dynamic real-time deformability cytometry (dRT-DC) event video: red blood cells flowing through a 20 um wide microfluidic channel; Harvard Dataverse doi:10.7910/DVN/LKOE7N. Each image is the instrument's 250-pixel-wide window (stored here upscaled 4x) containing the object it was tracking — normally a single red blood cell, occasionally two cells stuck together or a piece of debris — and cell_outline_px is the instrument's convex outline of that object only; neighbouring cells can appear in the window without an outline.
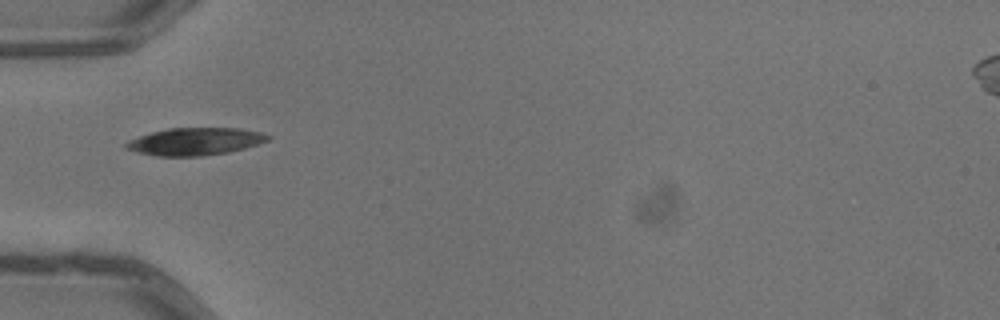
{"species": "common noctule bat (a hibernating species)", "species_latin": "Nyctalus noctula", "temperature_condition": "warm", "stored_images_in_passage": 6, "camera_frame_rate_fps": 3000, "um_per_image_px": 0.085, "animal": {"sex": "male", "body_mass_g": 13.3}, "frame": {"image": 1, "passage_image": 4, "time_ms": 1.0, "image_size_px": [1000, 320], "cell_outline_px": [[272, 136], [268, 140], [244, 148], [228, 152], [200, 156], [156, 156], [136, 152], [124, 148], [124, 144], [128, 140], [152, 132], [168, 128], [240, 128], [260, 132]], "centroid_in_image_um": [16.55, 12.02], "position_along_channel_um": 68.5, "area_um2": 22.6}}
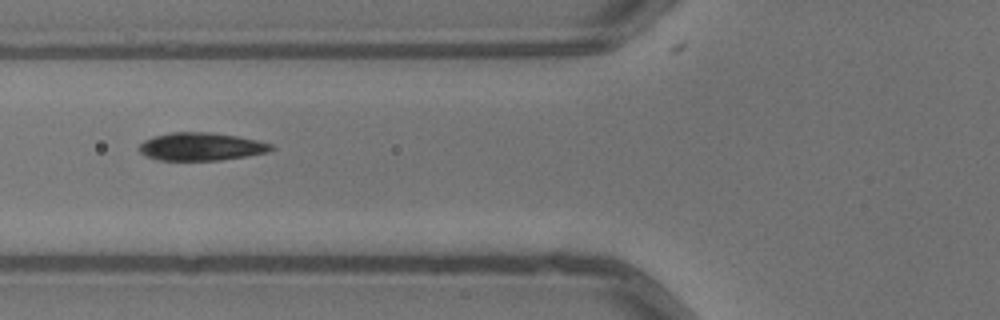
{"frame": {"image": 2, "passage_image": 5, "time_ms": 1.333, "image_size_px": [1000, 320], "cell_outline_px": [[276, 148], [268, 152], [220, 160], [160, 160], [148, 156], [140, 152], [136, 148], [144, 140], [152, 136], [172, 132], [212, 132], [236, 136], [256, 140], [272, 144]], "centroid_in_image_um": [17.07, 12.45], "position_along_channel_um": 108.7, "area_um2": 21.44}}